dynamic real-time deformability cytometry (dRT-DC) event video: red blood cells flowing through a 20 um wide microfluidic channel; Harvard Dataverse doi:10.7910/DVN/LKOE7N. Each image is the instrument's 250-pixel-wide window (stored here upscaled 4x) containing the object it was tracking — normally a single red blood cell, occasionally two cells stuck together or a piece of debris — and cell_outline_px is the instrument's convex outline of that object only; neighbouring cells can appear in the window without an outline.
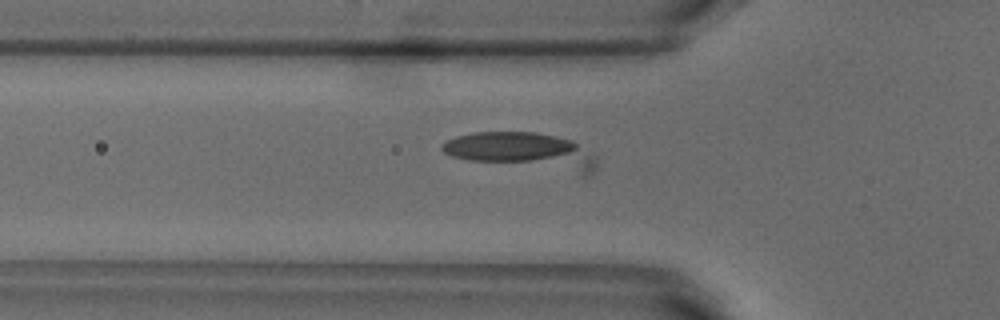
{"species": "common noctule bat (a hibernating species)", "species_latin": "Nyctalus noctula", "temperature_condition": "warm", "stored_images_in_passage": 36, "camera_frame_rate_fps": 3000, "um_per_image_px": 0.085, "animal": {"sex": "male", "body_mass_g": 18.8}, "frame": {"image": 1, "passage_image": 20, "time_ms": 6.333, "image_size_px": [1000, 320], "cell_outline_px": [[596, 168], [588, 176], [584, 176], [468, 160], [452, 156], [444, 152], [440, 148], [440, 144], [444, 140], [456, 136], [472, 132], [536, 132], [556, 136], [572, 140], [592, 152], [596, 156]], "centroid_in_image_um": [44.47, 12.87], "position_along_channel_um": 81.3, "area_um2": 33.87}}